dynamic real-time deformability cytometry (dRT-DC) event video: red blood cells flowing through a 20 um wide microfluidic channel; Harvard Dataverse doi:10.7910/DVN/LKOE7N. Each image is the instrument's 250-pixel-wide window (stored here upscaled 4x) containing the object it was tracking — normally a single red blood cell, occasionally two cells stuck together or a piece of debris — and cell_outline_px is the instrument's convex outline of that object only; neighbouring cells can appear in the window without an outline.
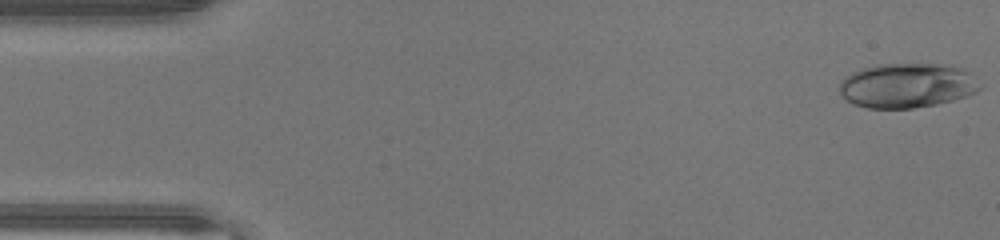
{"species": "human", "species_latin": "Homo sapiens", "temperature_condition": "warm", "stored_images_in_passage": 45, "camera_frame_rate_fps": 3000, "um_per_image_px": 0.085, "donor": {"sex": "male"}, "frame": {"image": 1, "passage_image": 1, "time_ms": 0.0, "image_size_px": [1000, 240], "cell_outline_px": [[984, 84], [976, 92], [968, 96], [936, 104], [912, 108], [868, 108], [852, 104], [840, 92], [840, 80], [844, 76], [852, 72], [876, 64], [944, 64], [964, 68]], "centroid_in_image_um": [77.14, 7.26], "position_along_channel_um": 7.9, "area_um2": 36.82}}
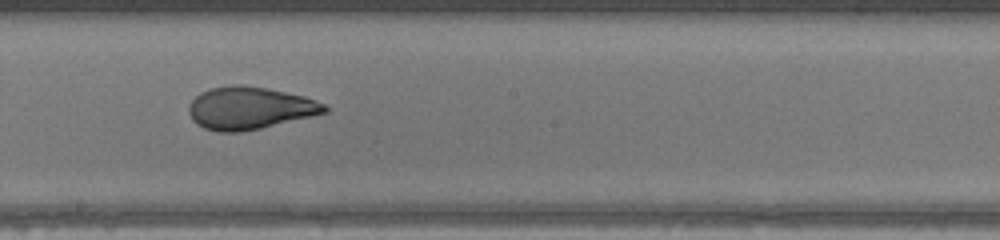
{"frame": {"image": 2, "passage_image": 25, "time_ms": 8.0, "image_size_px": [1000, 240], "cell_outline_px": [[328, 112], [312, 116], [260, 128], [240, 132], [216, 132], [204, 128], [196, 124], [192, 120], [188, 112], [188, 104], [200, 92], [212, 88], [236, 84], [240, 84], [268, 88], [304, 96], [316, 100], [324, 104], [328, 108]], "centroid_in_image_um": [21.2, 9.19], "position_along_channel_um": 227.0, "area_um2": 33.7}}
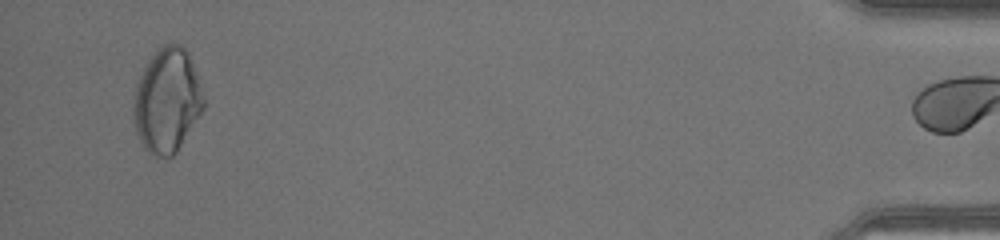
{"frame": {"image": 3, "passage_image": 44, "time_ms": 14.333, "image_size_px": [1000, 240], "cell_outline_px": [[204, 108], [176, 152], [172, 156], [160, 156], [148, 152], [144, 148], [136, 132], [132, 116], [132, 104], [136, 80], [144, 64], [156, 48], [164, 44], [180, 44], [188, 52], [196, 72], [204, 96]], "centroid_in_image_um": [14.16, 8.5], "position_along_channel_um": 421.0, "area_um2": 43.0}, "authors_computed_cell_mechanics": {"area_um2": 34.3332, "velocity_mm_per_s": 4.4735, "shape_relaxation_time_tau1_ms": null, "shape_relaxation_time_tau2_ms": 0.6498, "deformation_change_tau1": null, "deformation_change_tau2": 0.0555}}